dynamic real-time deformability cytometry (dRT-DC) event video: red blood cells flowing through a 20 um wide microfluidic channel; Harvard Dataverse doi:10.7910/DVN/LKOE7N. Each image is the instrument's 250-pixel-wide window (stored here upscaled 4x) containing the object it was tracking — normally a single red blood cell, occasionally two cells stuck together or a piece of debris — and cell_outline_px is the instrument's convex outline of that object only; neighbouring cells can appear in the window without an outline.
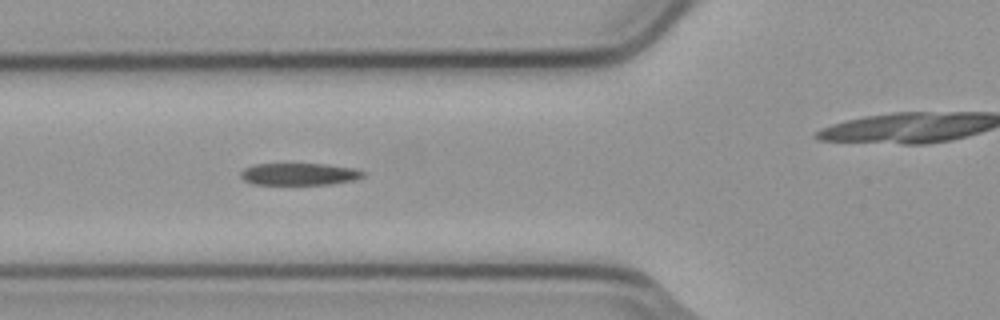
{"species": "common noctule bat (a hibernating species)", "species_latin": "Nyctalus noctula", "temperature_condition": "cold", "stored_images_in_passage": 9, "camera_frame_rate_fps": 3000, "um_per_image_px": 0.085, "animal": {"sex": "male", "body_mass_g": 23.1, "forearm_length_mm": 52.7}, "frame": {"image": 1, "passage_image": 4, "time_ms": 1.0, "image_size_px": [1000, 320], "cell_outline_px": [[364, 176], [352, 180], [332, 184], [252, 184], [244, 180], [240, 176], [240, 172], [244, 168], [256, 164], [324, 164], [352, 168], [364, 172]], "centroid_in_image_um": [25.39, 14.8], "position_along_channel_um": 100.4, "area_um2": 15.55}}
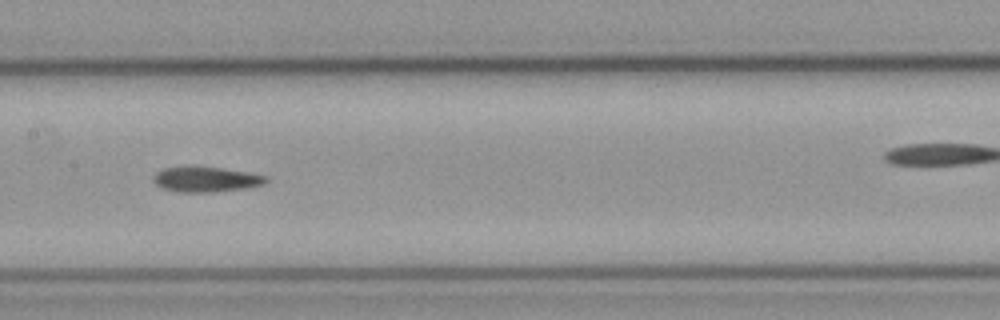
{"frame": {"image": 2, "passage_image": 6, "time_ms": 1.667, "image_size_px": [1000, 320], "cell_outline_px": [[268, 180], [264, 184], [248, 188], [216, 192], [176, 192], [160, 188], [152, 180], [152, 176], [156, 172], [164, 168], [220, 168], [248, 172], [268, 176]], "centroid_in_image_um": [17.52, 15.28], "position_along_channel_um": 189.9, "area_um2": 16.42}}